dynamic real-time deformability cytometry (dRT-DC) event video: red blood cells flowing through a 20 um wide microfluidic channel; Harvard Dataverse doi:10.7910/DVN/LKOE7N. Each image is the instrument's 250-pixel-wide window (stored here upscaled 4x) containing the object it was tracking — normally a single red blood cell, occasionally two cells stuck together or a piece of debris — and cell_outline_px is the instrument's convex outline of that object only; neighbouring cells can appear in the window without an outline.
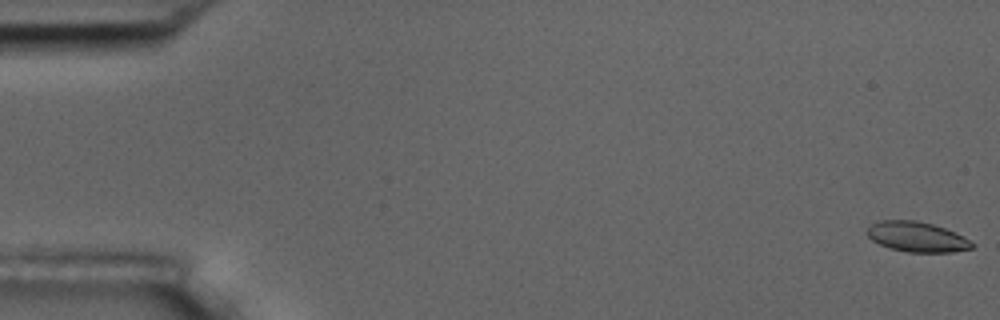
{"species": "common noctule bat (a hibernating species)", "species_latin": "Nyctalus noctula", "temperature_condition": "room temperature", "stored_images_in_passage": 10, "camera_frame_rate_fps": 3000, "um_per_image_px": 0.085, "animal": {"sex": "male", "body_mass_g": 17.5, "forearm_length_mm": 52.3}, "frame": {"image": 1, "passage_image": 1, "time_ms": 0.0, "image_size_px": [1000, 320], "cell_outline_px": [[976, 244], [972, 248], [952, 252], [908, 252], [892, 248], [880, 244], [872, 240], [868, 236], [868, 228], [872, 224], [880, 220], [916, 220], [932, 224], [944, 228]], "centroid_in_image_um": [77.92, 20.13], "position_along_channel_um": 7.1, "area_um2": 18.03}}